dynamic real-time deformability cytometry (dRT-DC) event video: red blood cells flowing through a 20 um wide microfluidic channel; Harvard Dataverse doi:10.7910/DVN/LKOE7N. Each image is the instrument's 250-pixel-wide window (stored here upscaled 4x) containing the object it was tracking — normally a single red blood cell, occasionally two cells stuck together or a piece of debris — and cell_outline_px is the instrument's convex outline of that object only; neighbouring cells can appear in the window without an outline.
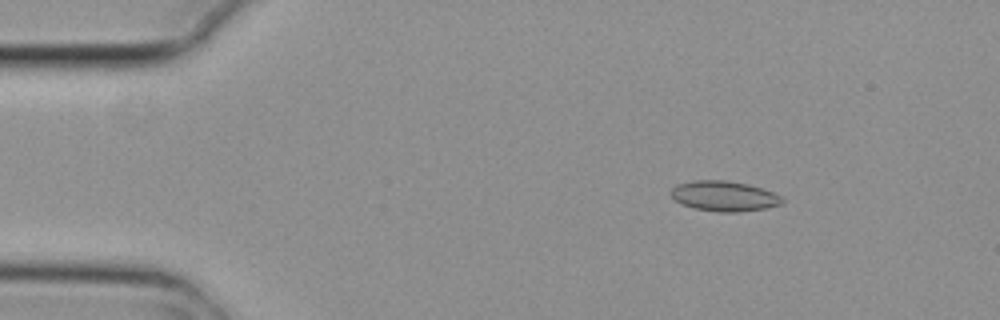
{"species": "common noctule bat (a hibernating species)", "species_latin": "Nyctalus noctula", "temperature_condition": "cold", "stored_images_in_passage": 5, "camera_frame_rate_fps": 3000, "um_per_image_px": 0.085, "animal": {"sex": "female", "body_mass_g": 29.2, "forearm_length_mm": 56.3}, "frame": {"image": 1, "passage_image": 3, "time_ms": 0.667, "image_size_px": [1000, 320], "cell_outline_px": [[784, 204], [764, 208], [740, 212], [716, 212], [692, 208], [680, 204], [668, 192], [676, 184], [696, 180], [728, 180], [748, 184], [772, 192], [780, 196], [784, 200]], "centroid_in_image_um": [61.52, 16.67], "position_along_channel_um": 23.5, "area_um2": 19.77}}